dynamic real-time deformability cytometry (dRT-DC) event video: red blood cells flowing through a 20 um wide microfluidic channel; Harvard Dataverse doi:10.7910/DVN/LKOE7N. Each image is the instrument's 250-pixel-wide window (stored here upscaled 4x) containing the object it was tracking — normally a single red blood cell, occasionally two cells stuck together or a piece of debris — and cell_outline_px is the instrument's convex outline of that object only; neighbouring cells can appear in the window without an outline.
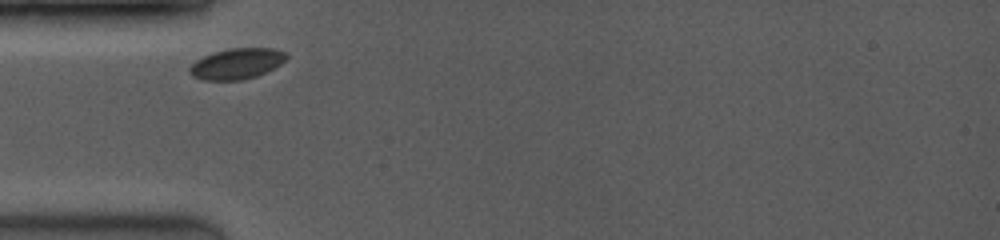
{"species": "common noctule bat (a hibernating species)", "species_latin": "Nyctalus noctula", "temperature_condition": "room temperature", "stored_images_in_passage": 13, "camera_frame_rate_fps": 3500, "um_per_image_px": 0.085, "animal": {"sex": "female", "body_mass_g": 19.0, "forearm_length_mm": 53.3}, "frame": {"image": 1, "passage_image": 1, "time_ms": 0.0, "image_size_px": [1000, 240], "cell_outline_px": [[288, 56], [280, 64], [256, 76], [240, 80], [204, 80], [192, 76], [188, 72], [188, 68], [196, 60], [212, 52], [228, 48], [272, 48], [288, 52]], "centroid_in_image_um": [20.1, 5.4], "position_along_channel_um": 64.9, "area_um2": 17.34}}
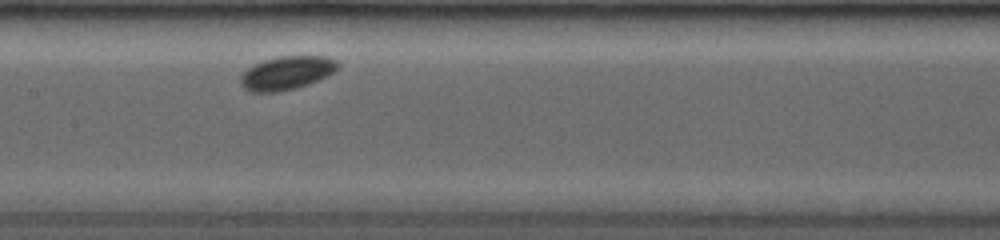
{"frame": {"image": 2, "passage_image": 6, "time_ms": 3.143, "image_size_px": [1000, 240], "cell_outline_px": [[340, 64], [328, 76], [308, 84], [296, 88], [276, 92], [252, 92], [244, 88], [240, 84], [240, 76], [252, 64], [276, 56], [328, 56], [336, 60]], "centroid_in_image_um": [24.35, 6.19], "position_along_channel_um": 183.0, "area_um2": 19.07}}
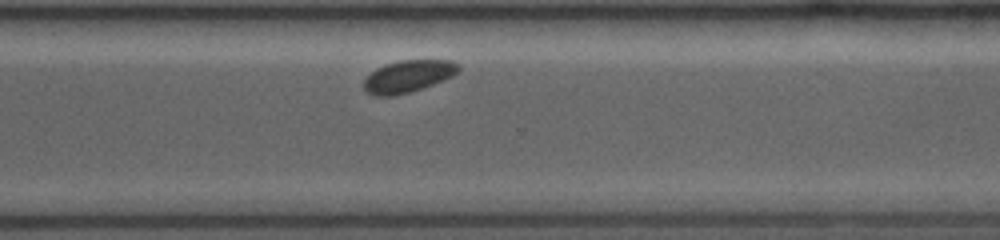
{"frame": {"image": 3, "passage_image": 13, "time_ms": 7.143, "image_size_px": [1000, 240], "cell_outline_px": [[460, 68], [452, 76], [444, 80], [408, 92], [392, 96], [376, 96], [368, 92], [364, 88], [364, 80], [376, 68], [384, 64], [400, 60], [452, 60], [460, 64]], "centroid_in_image_um": [34.7, 6.46], "position_along_channel_um": 335.9, "area_um2": 17.51}}